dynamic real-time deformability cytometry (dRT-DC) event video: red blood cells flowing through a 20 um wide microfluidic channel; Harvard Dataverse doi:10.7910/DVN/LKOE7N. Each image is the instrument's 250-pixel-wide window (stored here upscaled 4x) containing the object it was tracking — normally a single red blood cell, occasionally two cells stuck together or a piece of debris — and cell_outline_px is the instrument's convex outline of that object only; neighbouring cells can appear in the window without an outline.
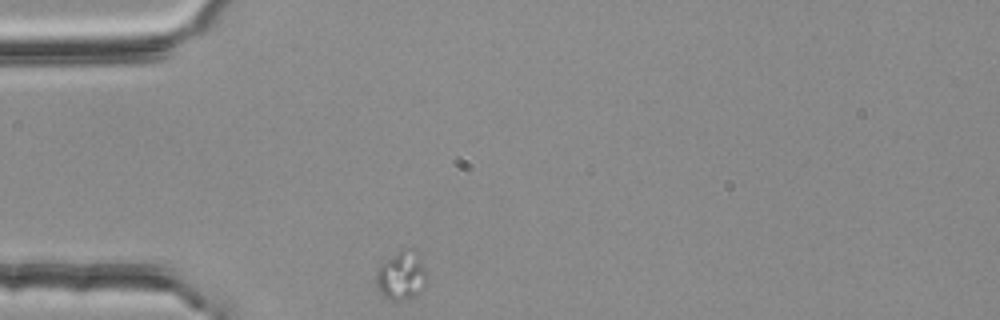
{"species": "common noctule bat (a hibernating species)", "species_latin": "Nyctalus noctula", "temperature_condition": "room temperature", "stored_images_in_passage": 31, "camera_frame_rate_fps": 3000, "um_per_image_px": 0.085, "animal": {"sex": "female", "body_mass_g": 25.1}, "frame": {"image": 1, "passage_image": 1, "time_ms": 0.0, "image_size_px": [1000, 320], "cell_outline_px": [[428, 284], [420, 292], [412, 296], [400, 300], [392, 300], [384, 296], [380, 292], [376, 284], [376, 272], [380, 264], [384, 260], [400, 248], [408, 248], [416, 252], [428, 272]], "centroid_in_image_um": [34.14, 23.39], "position_along_channel_um": 50.9, "area_um2": 14.68}}